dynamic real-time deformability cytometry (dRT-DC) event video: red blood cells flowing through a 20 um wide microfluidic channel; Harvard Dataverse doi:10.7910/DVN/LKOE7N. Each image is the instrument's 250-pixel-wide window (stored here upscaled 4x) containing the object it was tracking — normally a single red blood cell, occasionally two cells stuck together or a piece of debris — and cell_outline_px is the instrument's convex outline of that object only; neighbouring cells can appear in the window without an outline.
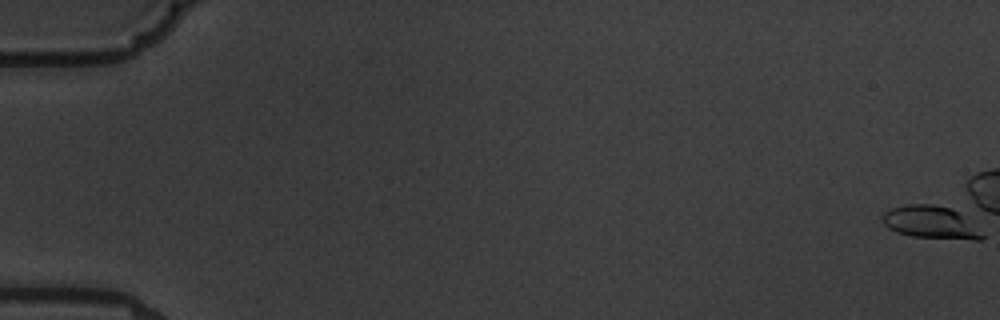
{"species": "common noctule bat (a hibernating species)", "species_latin": "Nyctalus noctula", "temperature_condition": "warm", "stored_images_in_passage": 4, "camera_frame_rate_fps": 3000, "um_per_image_px": 0.085, "animal": {"sex": "male", "body_mass_g": 19.5, "forearm_length_mm": 54.6}, "frame": {"image": 1, "passage_image": 1, "time_ms": 0.0, "image_size_px": [1000, 320], "cell_outline_px": [[984, 236], [980, 240], [972, 240], [912, 236], [896, 232], [888, 228], [884, 224], [884, 212], [892, 208], [904, 204], [932, 204], [948, 208], [964, 216]], "centroid_in_image_um": [79.08, 18.9], "position_along_channel_um": 5.9, "area_um2": 18.55}}